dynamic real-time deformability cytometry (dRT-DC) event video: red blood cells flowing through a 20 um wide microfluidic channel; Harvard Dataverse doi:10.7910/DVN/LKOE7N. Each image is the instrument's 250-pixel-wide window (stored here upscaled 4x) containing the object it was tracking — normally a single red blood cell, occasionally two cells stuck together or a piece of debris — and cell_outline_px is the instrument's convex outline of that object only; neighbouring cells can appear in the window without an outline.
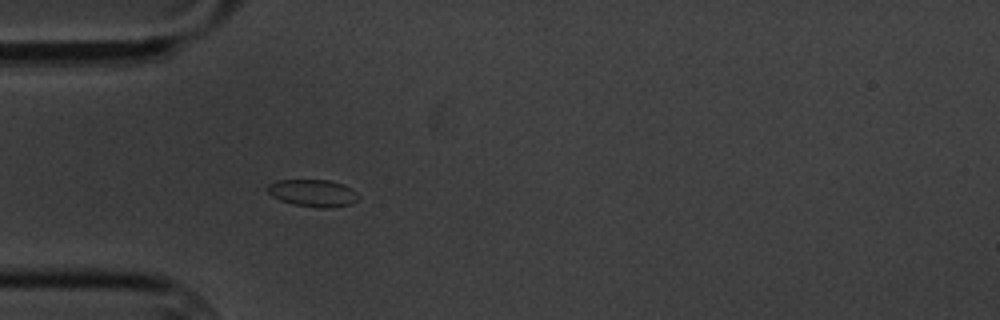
{"species": "common noctule bat (a hibernating species)", "species_latin": "Nyctalus noctula", "temperature_condition": "cold", "stored_images_in_passage": 1, "camera_frame_rate_fps": 3000, "um_per_image_px": 0.085, "animal": {"sex": "male", "body_mass_g": 20.1, "forearm_length_mm": 53.5}, "frame": {"image": 1, "passage_image": 1, "time_ms": 0.0, "image_size_px": [1000, 320], "cell_outline_px": [[360, 196], [352, 204], [332, 208], [316, 208], [292, 204], [280, 200], [272, 196], [264, 188], [268, 184], [276, 180], [328, 180], [344, 184], [352, 188]], "centroid_in_image_um": [26.59, 16.41], "position_along_channel_um": 58.4, "area_um2": 14.74}}